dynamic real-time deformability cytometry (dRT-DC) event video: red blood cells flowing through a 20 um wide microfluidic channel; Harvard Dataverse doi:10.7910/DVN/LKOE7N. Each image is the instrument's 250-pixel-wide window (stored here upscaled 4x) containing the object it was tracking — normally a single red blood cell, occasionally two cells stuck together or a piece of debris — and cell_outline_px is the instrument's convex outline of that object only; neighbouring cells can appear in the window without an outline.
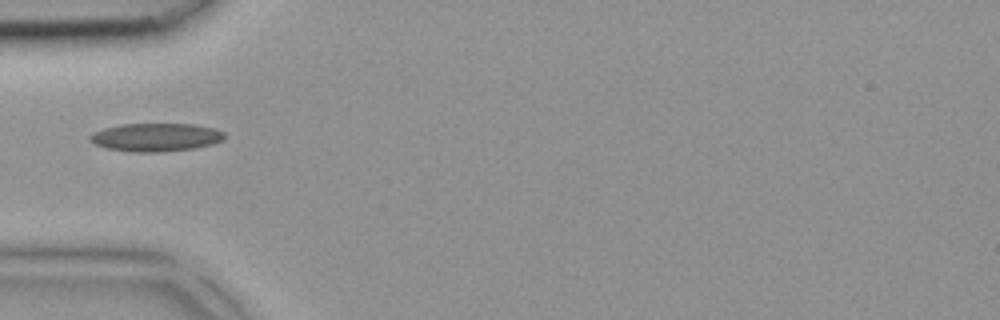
{"species": "common noctule bat (a hibernating species)", "species_latin": "Nyctalus noctula", "temperature_condition": "room temperature", "stored_images_in_passage": 1, "camera_frame_rate_fps": 3000, "um_per_image_px": 0.085, "animal": {"sex": "female", "body_mass_g": 18.4}, "frame": {"image": 1, "passage_image": 1, "time_ms": 0.0, "image_size_px": [1000, 320], "cell_outline_px": [[228, 136], [224, 140], [212, 144], [192, 148], [164, 152], [136, 152], [108, 148], [96, 144], [88, 140], [88, 136], [92, 132], [104, 128], [124, 124], [196, 124], [216, 128], [224, 132]], "centroid_in_image_um": [13.29, 11.66], "position_along_channel_um": 71.7, "area_um2": 22.25}}